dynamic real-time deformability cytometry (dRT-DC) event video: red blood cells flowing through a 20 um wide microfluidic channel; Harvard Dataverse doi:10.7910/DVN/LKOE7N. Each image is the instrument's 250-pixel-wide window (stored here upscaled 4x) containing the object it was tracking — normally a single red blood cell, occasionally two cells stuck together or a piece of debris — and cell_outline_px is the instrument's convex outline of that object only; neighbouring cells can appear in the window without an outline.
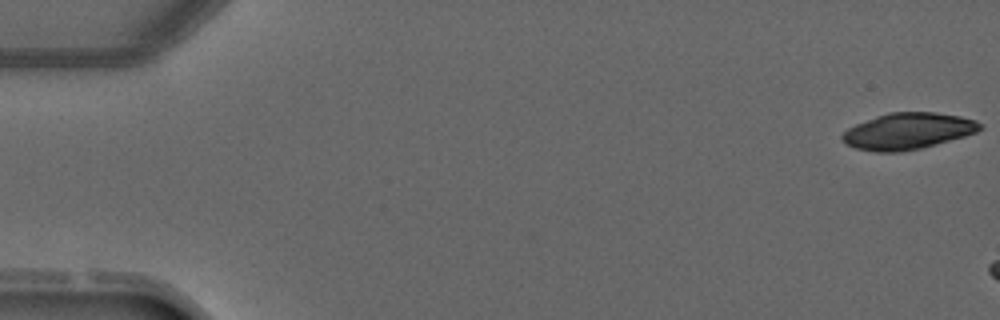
{"species": "common noctule bat (a hibernating species)", "species_latin": "Nyctalus noctula", "temperature_condition": "warm", "stored_images_in_passage": 3, "camera_frame_rate_fps": 3000, "um_per_image_px": 0.085, "animal": {"sex": "male", "forearm_length_mm": 52.5}, "frame": {"image": 1, "passage_image": 1, "time_ms": 0.0, "image_size_px": [1000, 320], "cell_outline_px": [[984, 128], [976, 132], [964, 136], [936, 144], [920, 148], [900, 152], [876, 152], [856, 148], [844, 144], [840, 140], [840, 136], [848, 128], [856, 124], [876, 116], [888, 112], [936, 112], [960, 116], [976, 120], [984, 124]], "centroid_in_image_um": [77.16, 11.14], "position_along_channel_um": 7.8, "area_um2": 29.36}}